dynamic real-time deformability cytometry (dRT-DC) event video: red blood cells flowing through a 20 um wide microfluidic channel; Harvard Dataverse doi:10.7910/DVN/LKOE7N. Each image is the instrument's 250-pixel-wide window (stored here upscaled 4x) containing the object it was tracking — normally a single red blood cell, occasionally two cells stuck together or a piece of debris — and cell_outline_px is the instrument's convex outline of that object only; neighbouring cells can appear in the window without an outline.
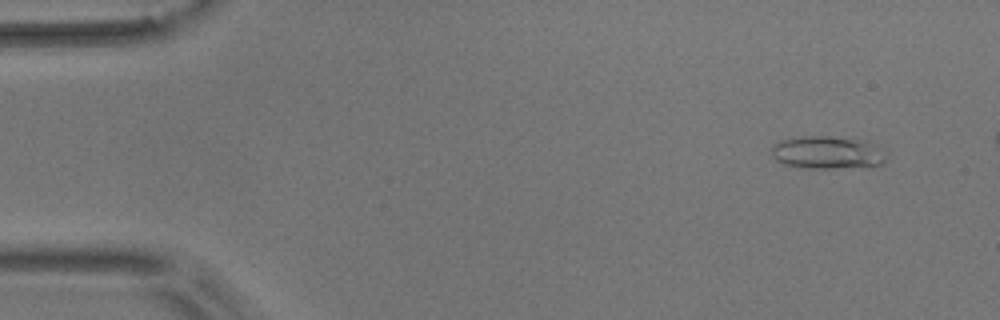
{"species": "common noctule bat (a hibernating species)", "species_latin": "Nyctalus noctula", "temperature_condition": "room temperature", "stored_images_in_passage": 52, "camera_frame_rate_fps": 3000, "um_per_image_px": 0.085, "animal": {"sex": "male", "body_mass_g": 17.9}, "frame": {"image": 1, "passage_image": 5, "time_ms": 1.333, "image_size_px": [1000, 320], "cell_outline_px": [[884, 160], [880, 164], [832, 168], [800, 168], [784, 164], [776, 160], [772, 156], [772, 144], [780, 140], [804, 136], [828, 136], [860, 140], [868, 144]], "centroid_in_image_um": [70.07, 12.96], "position_along_channel_um": 14.9, "area_um2": 20.81}}
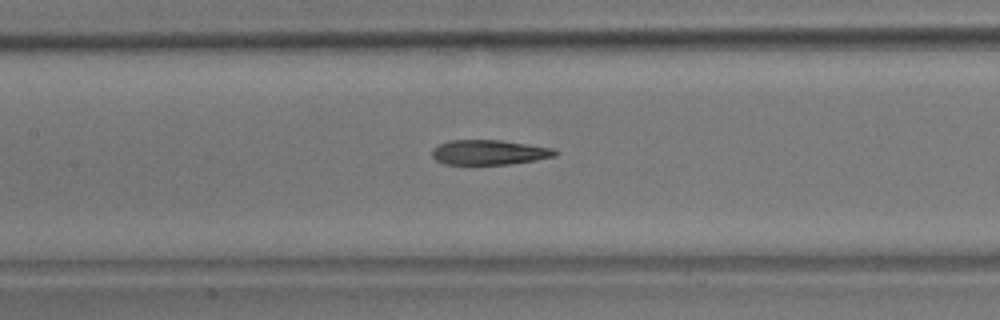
{"frame": {"image": 2, "passage_image": 26, "time_ms": 8.333, "image_size_px": [1000, 320], "cell_outline_px": [[560, 152], [556, 156], [536, 160], [508, 164], [444, 164], [436, 160], [432, 156], [432, 148], [448, 140], [500, 140], [528, 144], [552, 148]], "centroid_in_image_um": [41.58, 12.94], "position_along_channel_um": 165.8, "area_um2": 17.86}}
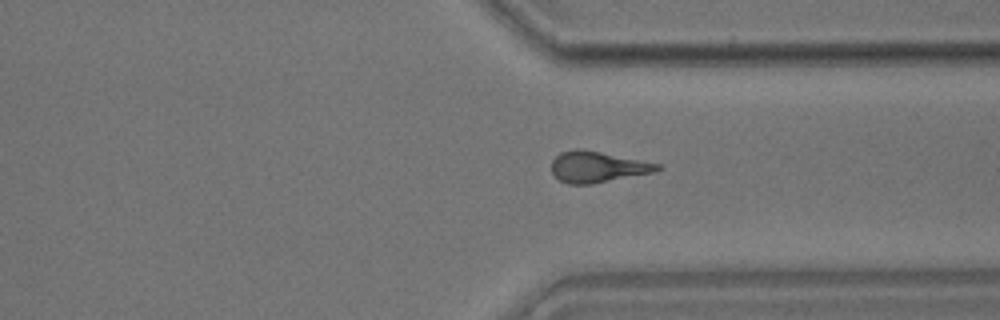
{"frame": {"image": 3, "passage_image": 42, "time_ms": 13.667, "image_size_px": [1000, 320], "cell_outline_px": [[664, 168], [656, 172], [592, 184], [568, 184], [560, 180], [552, 172], [552, 160], [560, 152], [576, 148], [580, 148], [660, 164]], "centroid_in_image_um": [50.8, 14.19], "position_along_channel_um": 360.6, "area_um2": 19.13}, "authors_computed_cell_mechanics": {"area_um2": 18.8139, "velocity_mm_per_s": 3.6623, "shape_relaxation_time_tau1_ms": null, "shape_relaxation_time_tau2_ms": 4.1913, "deformation_change_tau1": null, "deformation_change_tau2": 0.1544}}